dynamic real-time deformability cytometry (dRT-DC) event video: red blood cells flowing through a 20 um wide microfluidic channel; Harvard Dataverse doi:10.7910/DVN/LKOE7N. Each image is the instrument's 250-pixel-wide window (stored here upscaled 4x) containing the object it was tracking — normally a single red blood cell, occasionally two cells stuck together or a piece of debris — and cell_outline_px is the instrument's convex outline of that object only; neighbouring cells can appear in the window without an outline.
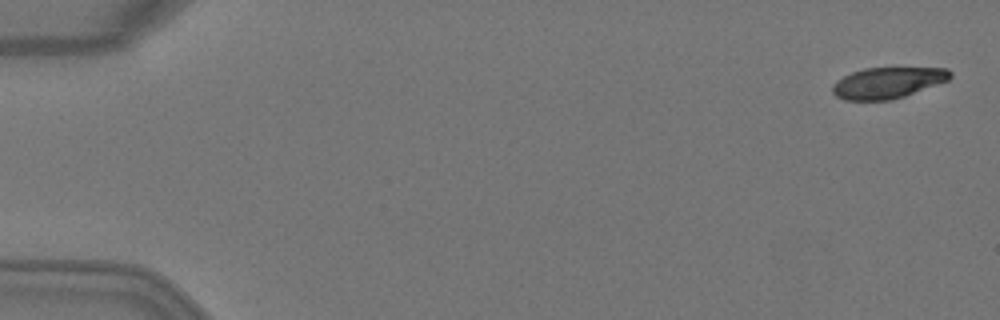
{"species": "Egyptian fruit bat (a non-hibernating species)", "species_latin": "Rousettus aegyptiacus", "temperature_condition": "warm", "stored_images_in_passage": 5, "camera_frame_rate_fps": 3000, "um_per_image_px": 0.085, "animal": {"sex": "female"}, "frame": {"image": 1, "passage_image": 1, "time_ms": 0.0, "image_size_px": [1000, 320], "cell_outline_px": [[952, 76], [948, 80], [904, 96], [892, 100], [844, 100], [836, 96], [832, 92], [832, 84], [836, 80], [852, 72], [864, 68], [948, 68], [952, 72]], "centroid_in_image_um": [75.43, 7.03], "position_along_channel_um": 9.6, "area_um2": 21.27}}
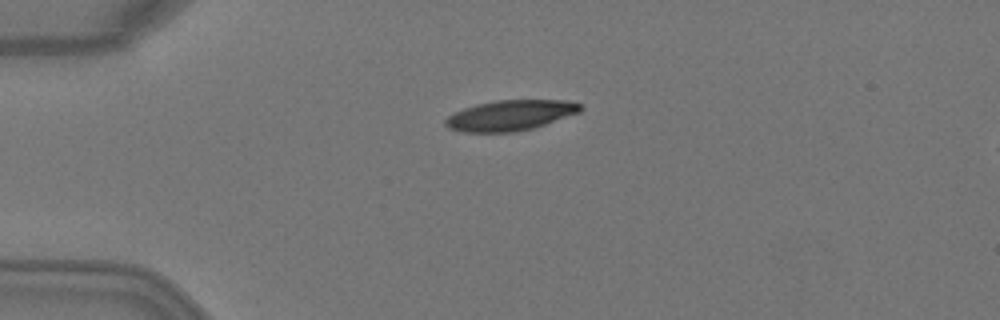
{"frame": {"image": 2, "passage_image": 4, "time_ms": 1.0, "image_size_px": [1000, 320], "cell_outline_px": [[584, 108], [580, 112], [532, 128], [516, 132], [464, 132], [448, 128], [444, 124], [444, 120], [448, 116], [464, 108], [476, 104], [496, 100], [568, 100], [580, 104]], "centroid_in_image_um": [43.37, 9.8], "position_along_channel_um": 41.6, "area_um2": 23.87}}